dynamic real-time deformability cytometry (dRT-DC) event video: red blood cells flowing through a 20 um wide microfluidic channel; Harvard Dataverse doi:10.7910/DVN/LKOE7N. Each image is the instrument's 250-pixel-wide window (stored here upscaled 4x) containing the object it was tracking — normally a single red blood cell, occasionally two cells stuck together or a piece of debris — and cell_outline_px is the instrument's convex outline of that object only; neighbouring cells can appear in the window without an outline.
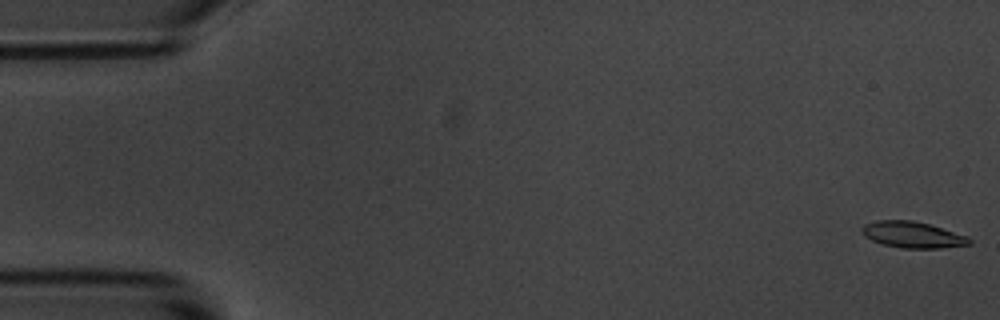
{"species": "common noctule bat (a hibernating species)", "species_latin": "Nyctalus noctula", "temperature_condition": "room temperature", "stored_images_in_passage": 56, "camera_frame_rate_fps": 3000, "um_per_image_px": 0.085, "animal": {"sex": "male", "body_mass_g": 20.1, "forearm_length_mm": 53.5}, "frame": {"image": 1, "passage_image": 1, "time_ms": 0.0, "image_size_px": [1000, 320], "cell_outline_px": [[972, 244], [940, 248], [900, 248], [884, 244], [872, 240], [864, 236], [860, 232], [860, 228], [864, 224], [876, 220], [912, 220], [928, 224], [968, 236], [972, 240]], "centroid_in_image_um": [77.55, 19.95], "position_along_channel_um": 7.5, "area_um2": 16.47}}
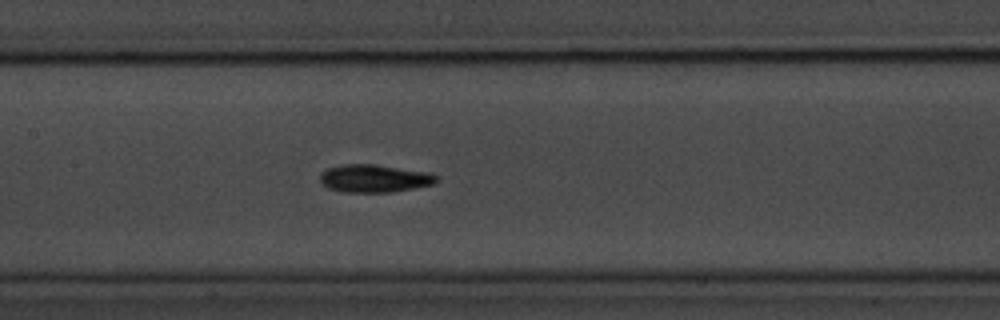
{"frame": {"image": 2, "passage_image": 26, "time_ms": 8.333, "image_size_px": [1000, 320], "cell_outline_px": [[440, 180], [436, 184], [388, 192], [344, 192], [328, 188], [320, 180], [320, 172], [328, 168], [344, 164], [376, 164], [428, 172], [440, 176]], "centroid_in_image_um": [31.86, 15.16], "position_along_channel_um": 175.5, "area_um2": 18.96}}
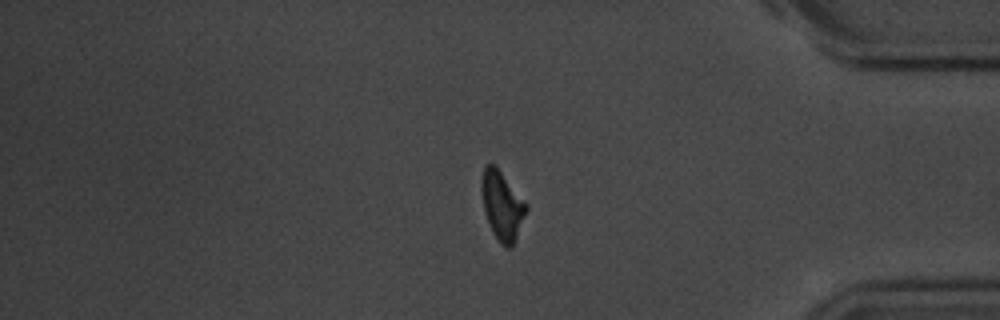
{"frame": {"image": 3, "passage_image": 46, "time_ms": 15.0, "image_size_px": [1000, 320], "cell_outline_px": [[528, 208], [512, 248], [508, 248], [500, 244], [496, 240], [492, 232], [484, 212], [480, 188], [480, 180], [484, 164], [496, 164], [528, 204]], "centroid_in_image_um": [42.66, 17.44], "position_along_channel_um": 392.5, "area_um2": 18.44}, "authors_computed_cell_mechanics": {"area_um2": 17.4267, "velocity_mm_per_s": 3.6425, "shape_relaxation_time_tau1_ms": 3.2516, "shape_relaxation_time_tau2_ms": null, "deformation_change_tau1": 0.1278, "deformation_change_tau2": null}}